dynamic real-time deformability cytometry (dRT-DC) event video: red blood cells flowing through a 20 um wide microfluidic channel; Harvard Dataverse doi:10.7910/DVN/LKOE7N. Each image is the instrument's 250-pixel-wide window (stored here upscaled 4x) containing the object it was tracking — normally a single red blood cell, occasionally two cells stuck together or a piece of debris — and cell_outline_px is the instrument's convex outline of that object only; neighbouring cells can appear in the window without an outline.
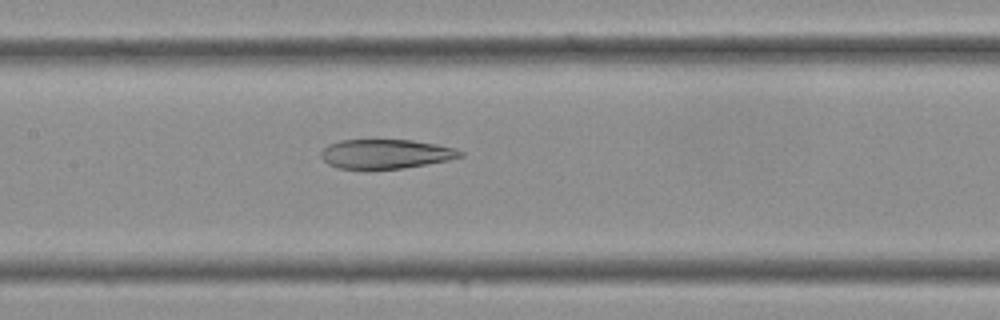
{"species": "Egyptian fruit bat (a non-hibernating species)", "species_latin": "Rousettus aegyptiacus", "temperature_condition": "cold", "stored_images_in_passage": 22, "camera_frame_rate_fps": 3000, "um_per_image_px": 0.085, "frame": {"image": 1, "passage_image": 9, "time_ms": 2.667, "image_size_px": [1000, 320], "cell_outline_px": [[464, 156], [448, 160], [404, 168], [340, 168], [328, 164], [320, 156], [320, 152], [328, 144], [340, 140], [412, 140], [436, 144], [456, 148], [464, 152]], "centroid_in_image_um": [32.81, 13.07], "position_along_channel_um": 174.6, "area_um2": 23.64}}
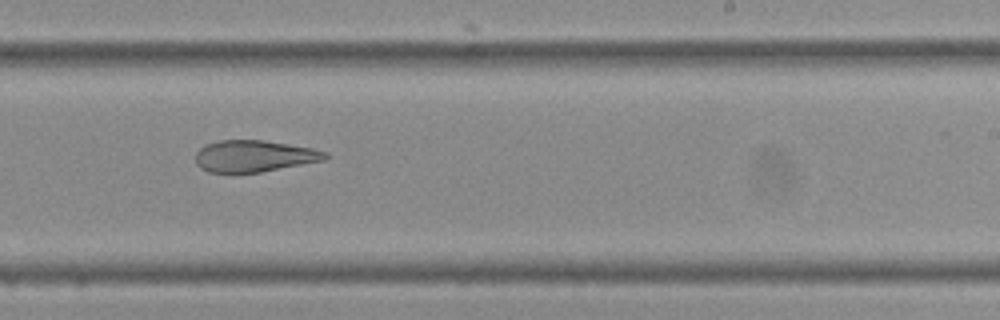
{"frame": {"image": 2, "passage_image": 14, "time_ms": 4.333, "image_size_px": [1000, 320], "cell_outline_px": [[328, 156], [324, 160], [260, 172], [208, 172], [200, 168], [196, 164], [196, 152], [204, 144], [220, 140], [264, 140], [312, 148], [328, 152]], "centroid_in_image_um": [21.58, 13.26], "position_along_channel_um": 267.4, "area_um2": 23.81}}
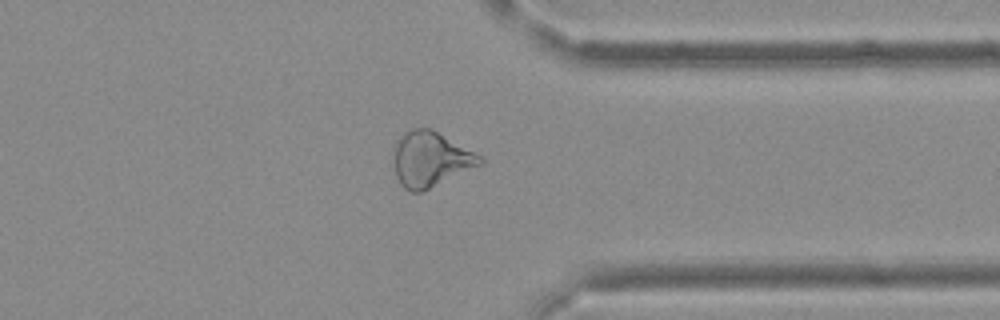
{"frame": {"image": 3, "passage_image": 20, "time_ms": 6.333, "image_size_px": [1000, 320], "cell_outline_px": [[484, 164], [420, 192], [412, 192], [404, 188], [400, 184], [396, 176], [392, 148], [396, 140], [408, 128], [432, 128], [480, 156], [484, 160]], "centroid_in_image_um": [36.55, 13.52], "position_along_channel_um": 374.8, "area_um2": 27.86}}